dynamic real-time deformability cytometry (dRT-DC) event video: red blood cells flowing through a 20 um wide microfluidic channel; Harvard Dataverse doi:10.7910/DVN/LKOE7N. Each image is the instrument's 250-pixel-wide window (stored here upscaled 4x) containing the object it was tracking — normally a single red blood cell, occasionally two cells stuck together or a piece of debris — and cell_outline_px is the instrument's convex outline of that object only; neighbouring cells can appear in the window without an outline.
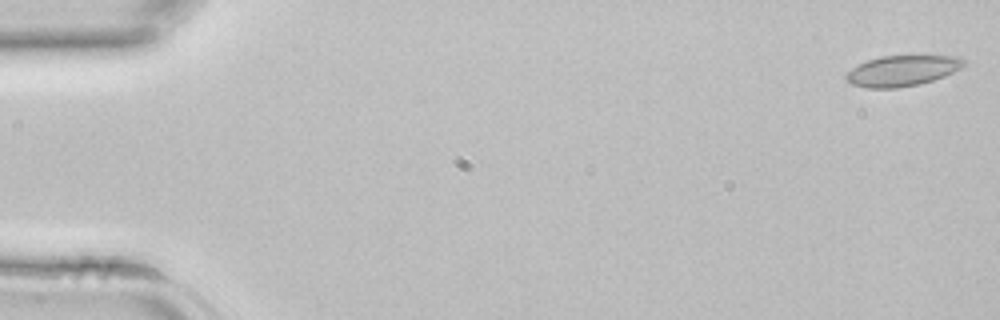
{"species": "common noctule bat (a hibernating species)", "species_latin": "Nyctalus noctula", "temperature_condition": "room temperature", "stored_images_in_passage": 42, "camera_frame_rate_fps": 3000, "um_per_image_px": 0.085, "animal": {"sex": "female", "body_mass_g": 22.7, "forearm_length_mm": 54.2}, "frame": {"image": 1, "passage_image": 1, "time_ms": 0.0, "image_size_px": [1000, 320], "cell_outline_px": [[968, 64], [944, 76], [920, 84], [896, 88], [864, 88], [852, 84], [844, 80], [844, 76], [852, 68], [868, 60], [880, 56], [960, 56], [968, 60]], "centroid_in_image_um": [76.71, 6.01], "position_along_channel_um": 8.3, "area_um2": 21.15}}
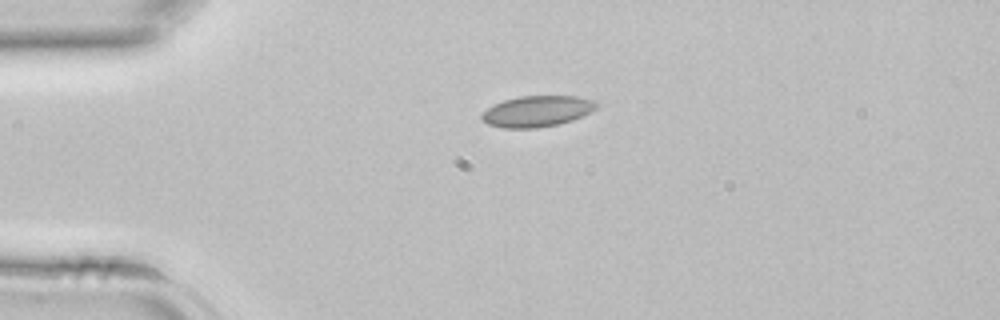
{"frame": {"image": 2, "passage_image": 10, "time_ms": 3.0, "image_size_px": [1000, 320], "cell_outline_px": [[600, 104], [596, 108], [572, 120], [556, 124], [536, 128], [504, 128], [488, 124], [480, 116], [492, 104], [504, 100], [520, 96], [576, 96], [592, 100]], "centroid_in_image_um": [45.63, 9.45], "position_along_channel_um": 39.4, "area_um2": 20.46}}
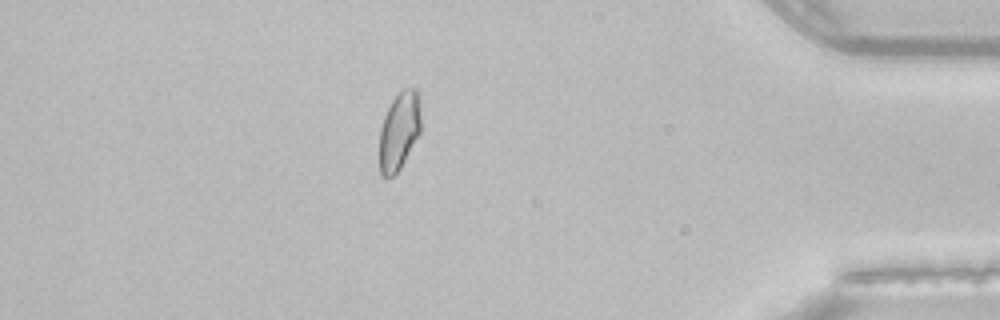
{"frame": {"image": 3, "passage_image": 37, "time_ms": 12.0, "image_size_px": [1000, 320], "cell_outline_px": [[420, 132], [400, 168], [392, 176], [384, 176], [380, 172], [380, 128], [384, 116], [392, 100], [404, 88], [416, 88], [420, 96]], "centroid_in_image_um": [33.94, 11.08], "position_along_channel_um": 401.3, "area_um2": 18.61}}